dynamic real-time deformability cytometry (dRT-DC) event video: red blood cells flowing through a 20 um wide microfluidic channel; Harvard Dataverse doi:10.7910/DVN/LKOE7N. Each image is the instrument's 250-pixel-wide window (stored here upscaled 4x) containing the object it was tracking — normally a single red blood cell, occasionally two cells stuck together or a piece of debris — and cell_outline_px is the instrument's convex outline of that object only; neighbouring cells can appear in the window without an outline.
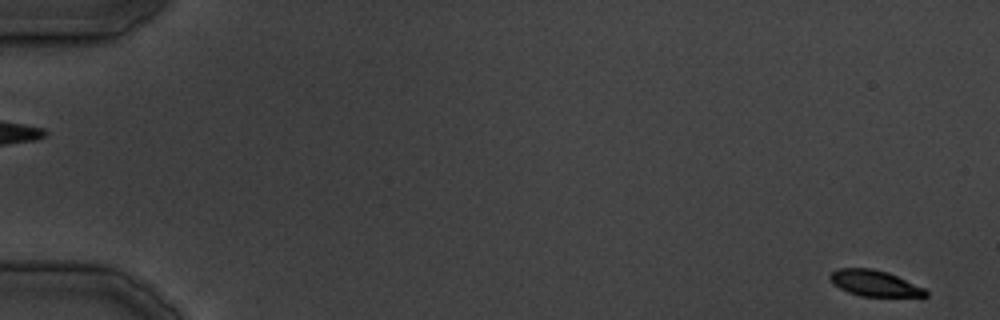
{"species": "common noctule bat (a hibernating species)", "species_latin": "Nyctalus noctula", "temperature_condition": "cold", "stored_images_in_passage": 14, "camera_frame_rate_fps": 3000, "um_per_image_px": 0.085, "animal": {"sex": "male", "body_mass_g": 19.5, "forearm_length_mm": 54.6}, "frame": {"image": 1, "passage_image": 1, "time_ms": 0.0, "image_size_px": [1000, 320], "cell_outline_px": [[928, 296], [860, 296], [848, 292], [832, 284], [828, 276], [832, 272], [840, 268], [872, 268], [888, 272], [924, 288], [928, 292]], "centroid_in_image_um": [74.31, 24.07], "position_along_channel_um": 10.7, "area_um2": 14.39}}